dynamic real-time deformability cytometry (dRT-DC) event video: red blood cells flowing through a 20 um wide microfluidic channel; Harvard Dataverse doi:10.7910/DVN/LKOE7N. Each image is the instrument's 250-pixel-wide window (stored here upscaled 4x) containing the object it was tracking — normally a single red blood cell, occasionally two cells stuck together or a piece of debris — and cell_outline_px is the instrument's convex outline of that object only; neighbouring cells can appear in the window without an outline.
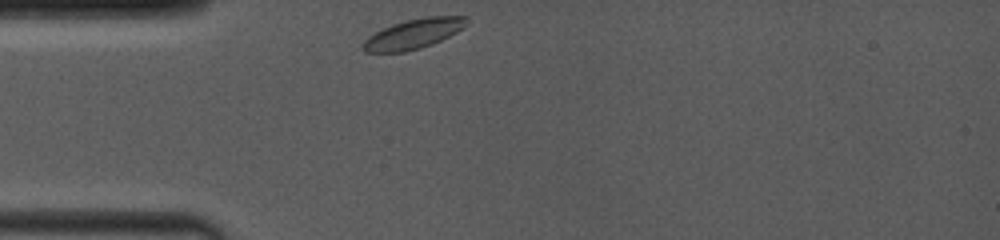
{"species": "common noctule bat (a hibernating species)", "species_latin": "Nyctalus noctula", "temperature_condition": "room temperature", "stored_images_in_passage": 36, "camera_frame_rate_fps": 4000, "um_per_image_px": 0.085, "animal": {"sex": "female", "body_mass_g": 19.0, "forearm_length_mm": 53.3}, "frame": {"image": 1, "passage_image": 1, "time_ms": 0.0, "image_size_px": [1000, 240], "cell_outline_px": [[468, 16], [464, 24], [456, 32], [432, 44], [420, 48], [404, 52], [364, 52], [360, 48], [360, 44], [368, 36], [392, 24], [408, 20], [428, 16]], "centroid_in_image_um": [35.06, 2.89], "position_along_channel_um": 49.9, "area_um2": 17.74}}
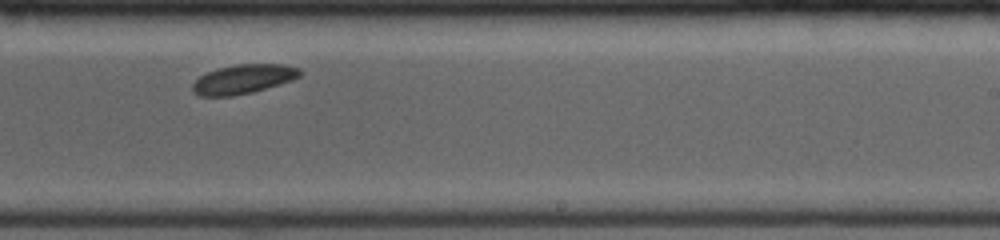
{"frame": {"image": 2, "passage_image": 22, "time_ms": 6.0, "image_size_px": [1000, 240], "cell_outline_px": [[304, 72], [300, 76], [292, 80], [252, 92], [232, 96], [200, 96], [192, 92], [192, 84], [200, 76], [216, 68], [236, 64], [284, 64], [300, 68]], "centroid_in_image_um": [20.69, 6.71], "position_along_channel_um": 268.3, "area_um2": 18.38}}
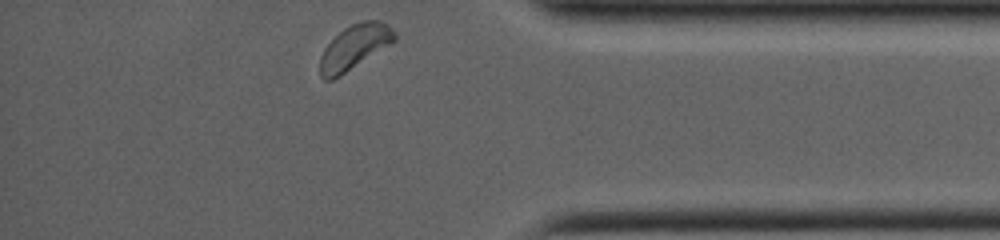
{"frame": {"image": 3, "passage_image": 36, "time_ms": 9.75, "image_size_px": [1000, 240], "cell_outline_px": [[396, 40], [340, 76], [332, 80], [324, 80], [320, 76], [320, 56], [324, 48], [344, 28], [352, 24], [364, 20], [380, 20], [388, 24], [396, 32]], "centroid_in_image_um": [30.13, 4.0], "position_along_channel_um": 405.1, "area_um2": 19.25}}